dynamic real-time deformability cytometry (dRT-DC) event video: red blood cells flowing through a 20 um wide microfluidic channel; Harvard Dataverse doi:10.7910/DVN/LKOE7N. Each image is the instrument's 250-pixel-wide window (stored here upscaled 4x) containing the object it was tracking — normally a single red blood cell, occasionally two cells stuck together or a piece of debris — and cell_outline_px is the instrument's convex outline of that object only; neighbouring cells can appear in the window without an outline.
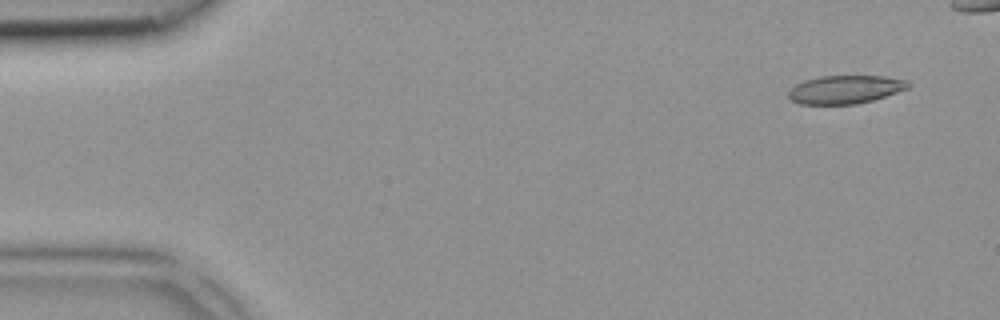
{"species": "common noctule bat (a hibernating species)", "species_latin": "Nyctalus noctula", "temperature_condition": "room temperature", "stored_images_in_passage": 3, "camera_frame_rate_fps": 3000, "um_per_image_px": 0.085, "animal": {"sex": "female", "body_mass_g": 18.4}, "frame": {"image": 1, "passage_image": 1, "time_ms": 0.0, "image_size_px": [1000, 320], "cell_outline_px": [[912, 84], [908, 88], [872, 100], [856, 104], [800, 104], [792, 100], [788, 96], [788, 92], [796, 84], [804, 80], [820, 76], [884, 76], [908, 80]], "centroid_in_image_um": [71.85, 7.6], "position_along_channel_um": 13.1, "area_um2": 19.65}}